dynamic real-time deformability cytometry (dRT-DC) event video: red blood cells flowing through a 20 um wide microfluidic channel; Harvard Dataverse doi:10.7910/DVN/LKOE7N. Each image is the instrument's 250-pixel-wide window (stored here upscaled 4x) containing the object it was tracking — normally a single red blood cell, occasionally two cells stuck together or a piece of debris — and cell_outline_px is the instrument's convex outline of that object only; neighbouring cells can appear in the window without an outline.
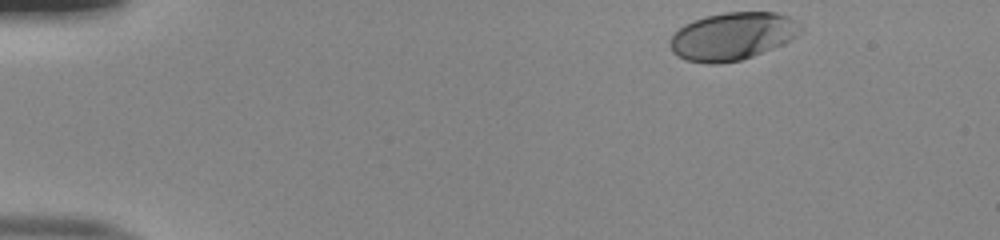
{"species": "human", "species_latin": "Homo sapiens", "temperature_condition": "room temperature", "stored_images_in_passage": 39, "camera_frame_rate_fps": 3000, "um_per_image_px": 0.085, "donor": {"sex": "male"}, "frame": {"image": 1, "passage_image": 1, "time_ms": 0.0, "image_size_px": [1000, 240], "cell_outline_px": [[804, 28], [796, 36], [784, 44], [752, 56], [740, 60], [716, 64], [708, 64], [688, 60], [672, 52], [672, 36], [684, 24], [692, 20], [704, 16], [724, 12], [776, 12], [788, 16], [804, 24]], "centroid_in_image_um": [62.32, 3.06], "position_along_channel_um": 22.7, "area_um2": 36.3}}
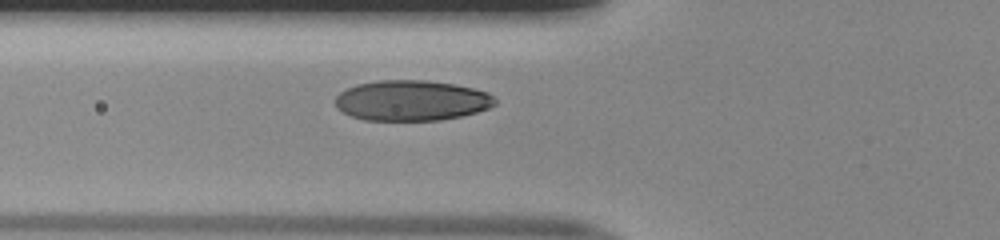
{"frame": {"image": 2, "passage_image": 14, "time_ms": 4.333, "image_size_px": [1000, 240], "cell_outline_px": [[496, 104], [488, 108], [476, 112], [460, 116], [440, 120], [364, 120], [352, 116], [336, 108], [336, 96], [340, 92], [356, 84], [376, 80], [424, 80], [452, 84], [472, 88], [488, 92], [496, 100]], "centroid_in_image_um": [34.97, 8.54], "position_along_channel_um": 90.8, "area_um2": 37.51}}
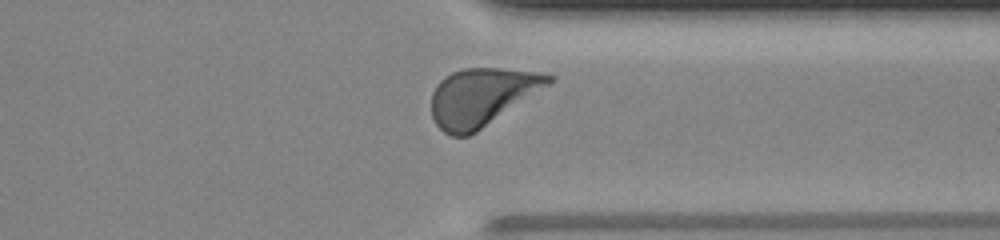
{"frame": {"image": 3, "passage_image": 35, "time_ms": 11.333, "image_size_px": [1000, 240], "cell_outline_px": [[556, 80], [476, 132], [468, 136], [452, 136], [444, 132], [436, 124], [432, 116], [432, 92], [436, 84], [444, 76], [452, 72], [464, 68], [500, 68], [540, 72], [556, 76]], "centroid_in_image_um": [40.95, 8.22], "position_along_channel_um": 370.5, "area_um2": 39.36}, "authors_computed_cell_mechanics": {"area_um2": 37.9168, "velocity_mm_per_s": 3.9877, "shape_relaxation_time_tau1_ms": 2.4641, "shape_relaxation_time_tau2_ms": null, "deformation_change_tau1": 0.1561, "deformation_change_tau2": null}}